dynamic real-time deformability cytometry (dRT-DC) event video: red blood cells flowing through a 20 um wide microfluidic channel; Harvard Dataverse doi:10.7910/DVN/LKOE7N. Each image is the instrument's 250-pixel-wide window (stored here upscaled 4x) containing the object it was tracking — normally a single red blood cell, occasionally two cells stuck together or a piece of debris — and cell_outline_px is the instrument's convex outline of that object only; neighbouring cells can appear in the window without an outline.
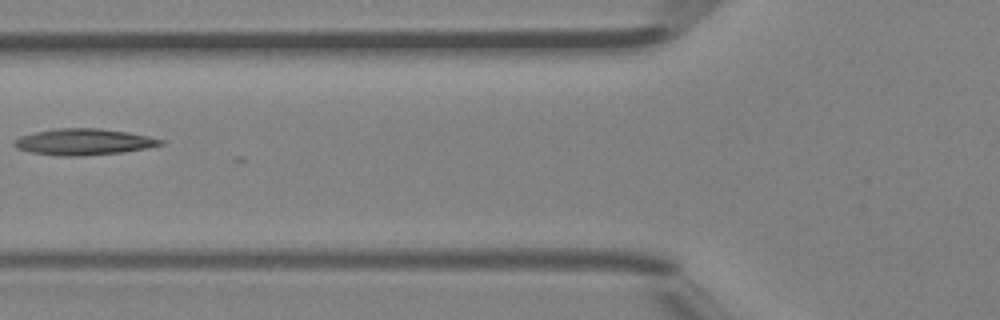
{"species": "Egyptian fruit bat (a non-hibernating species)", "species_latin": "Rousettus aegyptiacus", "temperature_condition": "room temperature", "stored_images_in_passage": 3, "camera_frame_rate_fps": 3000, "um_per_image_px": 0.085, "animal": {"sex": "female"}, "frame": {"image": 1, "passage_image": 3, "time_ms": 0.667, "image_size_px": [1000, 320], "cell_outline_px": [[164, 144], [148, 148], [124, 152], [80, 156], [64, 156], [32, 152], [16, 148], [12, 144], [20, 136], [36, 132], [56, 128], [100, 128], [128, 132], [148, 136], [164, 140]], "centroid_in_image_um": [7.15, 12.05], "position_along_channel_um": 118.7, "area_um2": 22.37}}